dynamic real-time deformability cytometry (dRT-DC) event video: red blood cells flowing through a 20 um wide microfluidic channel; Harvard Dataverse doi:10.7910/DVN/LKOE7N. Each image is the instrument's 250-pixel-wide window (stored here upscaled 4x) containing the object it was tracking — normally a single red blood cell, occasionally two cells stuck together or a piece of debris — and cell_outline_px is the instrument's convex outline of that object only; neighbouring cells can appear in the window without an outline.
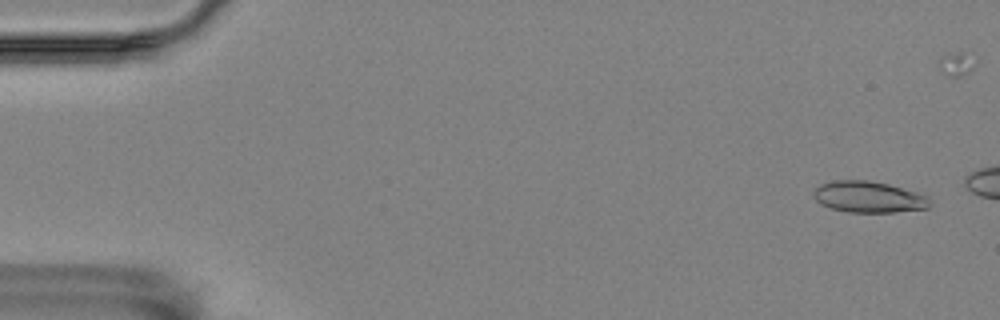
{"species": "Egyptian fruit bat (a non-hibernating species)", "species_latin": "Rousettus aegyptiacus", "temperature_condition": "room temperature", "stored_images_in_passage": 16, "camera_frame_rate_fps": 3000, "um_per_image_px": 0.085, "animal": {"sex": "female"}, "frame": {"image": 1, "passage_image": 3, "time_ms": 0.667, "image_size_px": [1000, 320], "cell_outline_px": [[932, 204], [928, 208], [892, 212], [848, 212], [832, 208], [820, 204], [812, 196], [812, 188], [820, 184], [832, 180], [868, 180], [888, 184], [916, 192], [928, 196], [932, 200]], "centroid_in_image_um": [73.8, 16.73], "position_along_channel_um": 11.2, "area_um2": 21.44}}